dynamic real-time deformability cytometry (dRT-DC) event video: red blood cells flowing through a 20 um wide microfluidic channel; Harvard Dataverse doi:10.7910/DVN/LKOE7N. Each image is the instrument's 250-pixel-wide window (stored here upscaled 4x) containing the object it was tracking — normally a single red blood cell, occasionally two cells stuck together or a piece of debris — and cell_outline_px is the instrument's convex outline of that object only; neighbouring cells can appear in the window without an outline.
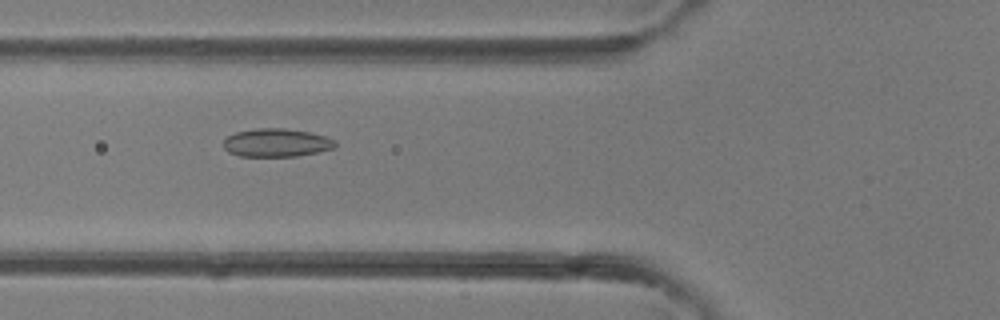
{"species": "common noctule bat (a hibernating species)", "species_latin": "Nyctalus noctula", "temperature_condition": "room temperature", "stored_images_in_passage": 41, "camera_frame_rate_fps": 3000, "um_per_image_px": 0.085, "animal": {"sex": "female"}, "frame": {"image": 1, "passage_image": 15, "time_ms": 4.667, "image_size_px": [1000, 320], "cell_outline_px": [[336, 148], [296, 156], [240, 156], [228, 152], [224, 148], [224, 140], [228, 136], [236, 132], [256, 128], [284, 128], [308, 132], [324, 136], [336, 140]], "centroid_in_image_um": [23.5, 12.13], "position_along_channel_um": 102.3, "area_um2": 18.32}}
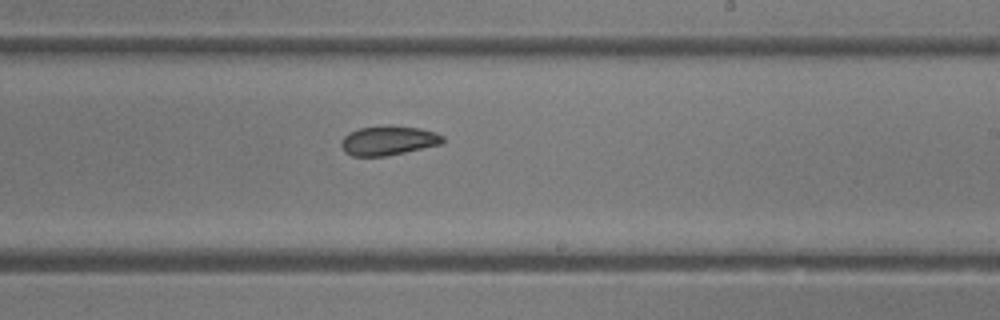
{"frame": {"image": 2, "passage_image": 24, "time_ms": 7.667, "image_size_px": [1000, 320], "cell_outline_px": [[444, 144], [384, 156], [352, 156], [344, 152], [340, 144], [344, 136], [348, 132], [360, 128], [388, 124], [420, 128], [436, 132], [444, 136]], "centroid_in_image_um": [33.02, 11.93], "position_along_channel_um": 256.0, "area_um2": 17.69}}
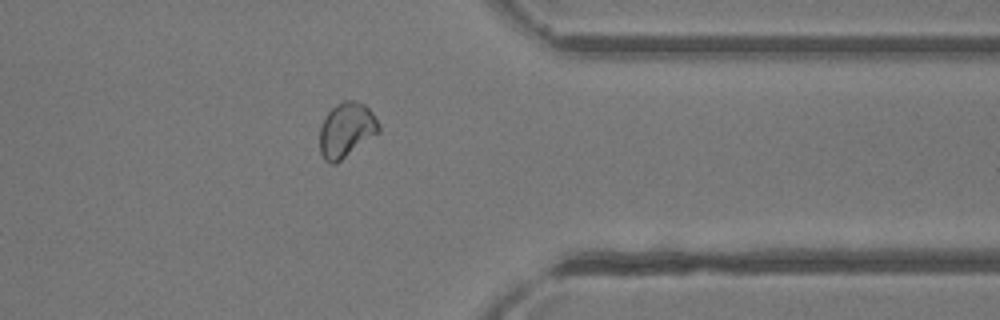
{"frame": {"image": 3, "passage_image": 32, "time_ms": 10.333, "image_size_px": [1000, 320], "cell_outline_px": [[380, 132], [336, 164], [328, 164], [324, 160], [320, 152], [320, 124], [328, 112], [336, 104], [344, 100], [356, 100], [364, 104], [372, 112], [380, 124]], "centroid_in_image_um": [29.44, 11.06], "position_along_channel_um": 382.0, "area_um2": 19.13}}